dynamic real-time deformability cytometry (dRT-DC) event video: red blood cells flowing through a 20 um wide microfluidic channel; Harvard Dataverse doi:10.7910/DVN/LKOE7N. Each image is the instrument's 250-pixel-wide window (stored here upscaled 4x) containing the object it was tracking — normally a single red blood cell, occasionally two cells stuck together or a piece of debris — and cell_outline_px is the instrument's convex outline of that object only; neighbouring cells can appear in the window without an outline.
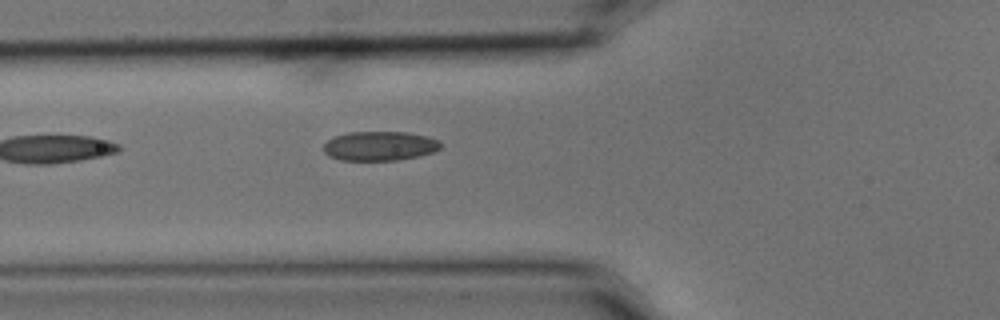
{"species": "common noctule bat (a hibernating species)", "species_latin": "Nyctalus noctula", "temperature_condition": "cold", "stored_images_in_passage": 5, "camera_frame_rate_fps": 3000, "um_per_image_px": 0.085, "animal": {"sex": "male", "body_mass_g": 15.6}, "frame": {"image": 1, "passage_image": 5, "time_ms": 1.333, "image_size_px": [1000, 320], "cell_outline_px": [[440, 148], [432, 152], [420, 156], [400, 160], [340, 160], [328, 156], [324, 152], [324, 144], [328, 140], [336, 136], [348, 132], [408, 132], [428, 136], [440, 140]], "centroid_in_image_um": [32.29, 12.41], "position_along_channel_um": 93.5, "area_um2": 20.11}}